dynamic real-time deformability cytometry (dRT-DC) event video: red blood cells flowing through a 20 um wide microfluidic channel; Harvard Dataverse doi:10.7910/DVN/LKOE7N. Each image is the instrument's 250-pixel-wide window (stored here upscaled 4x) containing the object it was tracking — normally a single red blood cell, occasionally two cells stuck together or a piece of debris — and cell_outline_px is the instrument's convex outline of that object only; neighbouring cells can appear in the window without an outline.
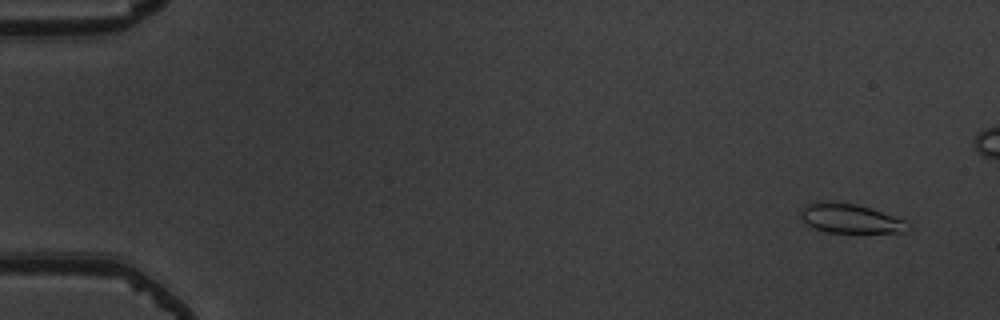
{"species": "common noctule bat (a hibernating species)", "species_latin": "Nyctalus noctula", "temperature_condition": "warm", "stored_images_in_passage": 48, "camera_frame_rate_fps": 3000, "um_per_image_px": 0.085, "animal": {"sex": "male", "body_mass_g": 19.5, "forearm_length_mm": 54.6}, "frame": {"image": 1, "passage_image": 3, "time_ms": 0.667, "image_size_px": [1000, 320], "cell_outline_px": [[912, 228], [904, 232], [828, 232], [816, 228], [808, 224], [800, 216], [800, 212], [804, 204], [816, 200], [832, 200], [856, 204], [904, 220], [912, 224]], "centroid_in_image_um": [72.24, 18.54], "position_along_channel_um": 12.8, "area_um2": 18.38}}
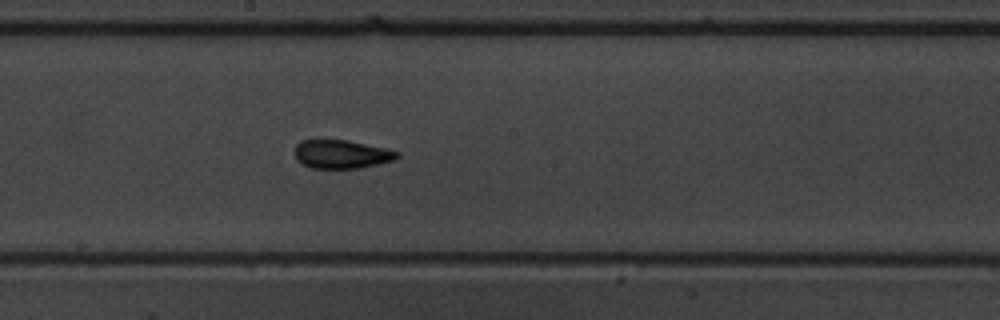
{"frame": {"image": 2, "passage_image": 30, "time_ms": 9.667, "image_size_px": [1000, 320], "cell_outline_px": [[400, 156], [396, 160], [380, 164], [360, 168], [312, 168], [296, 160], [296, 144], [300, 140], [348, 140], [384, 148], [400, 152]], "centroid_in_image_um": [29.07, 13.11], "position_along_channel_um": 219.1, "area_um2": 17.05}}
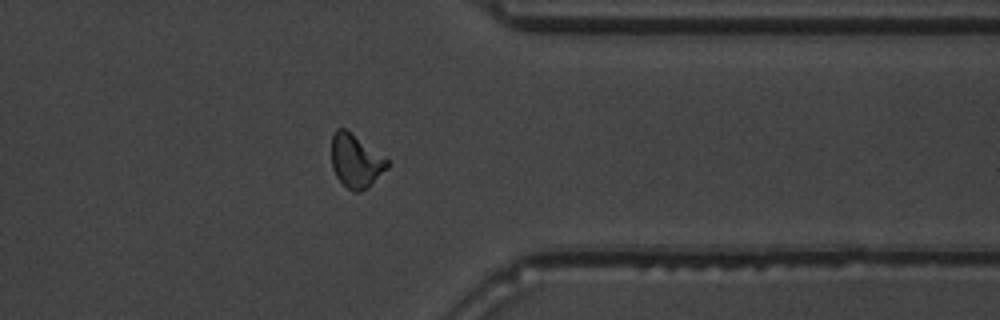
{"frame": {"image": 3, "passage_image": 43, "time_ms": 14.0, "image_size_px": [1000, 320], "cell_outline_px": [[388, 168], [368, 188], [360, 192], [352, 192], [336, 176], [332, 168], [332, 136], [336, 128], [344, 128], [388, 160]], "centroid_in_image_um": [30.23, 13.71], "position_along_channel_um": 381.2, "area_um2": 17.05}}